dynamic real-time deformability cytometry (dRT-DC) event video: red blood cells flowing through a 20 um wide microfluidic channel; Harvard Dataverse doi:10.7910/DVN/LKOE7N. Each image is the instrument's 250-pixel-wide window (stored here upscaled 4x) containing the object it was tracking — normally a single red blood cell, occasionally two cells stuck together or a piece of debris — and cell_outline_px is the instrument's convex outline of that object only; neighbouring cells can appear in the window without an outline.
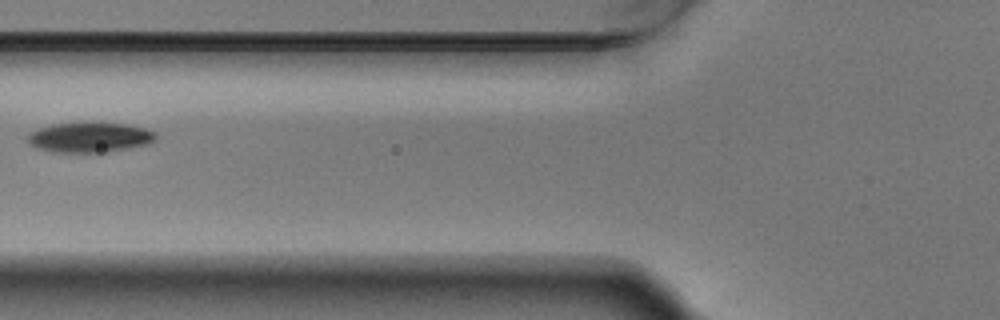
{"species": "Egyptian fruit bat (a non-hibernating species)", "species_latin": "Rousettus aegyptiacus", "temperature_condition": "warm", "stored_images_in_passage": 5, "camera_frame_rate_fps": 3000, "um_per_image_px": 0.085, "animal": {"sex": "male"}, "frame": {"image": 1, "passage_image": 4, "time_ms": 1.0, "image_size_px": [1000, 320], "cell_outline_px": [[156, 140], [148, 144], [104, 152], [56, 152], [36, 148], [28, 144], [28, 132], [36, 128], [52, 124], [96, 120], [128, 124], [144, 128], [156, 132]], "centroid_in_image_um": [7.6, 11.63], "position_along_channel_um": 118.2, "area_um2": 23.18}}
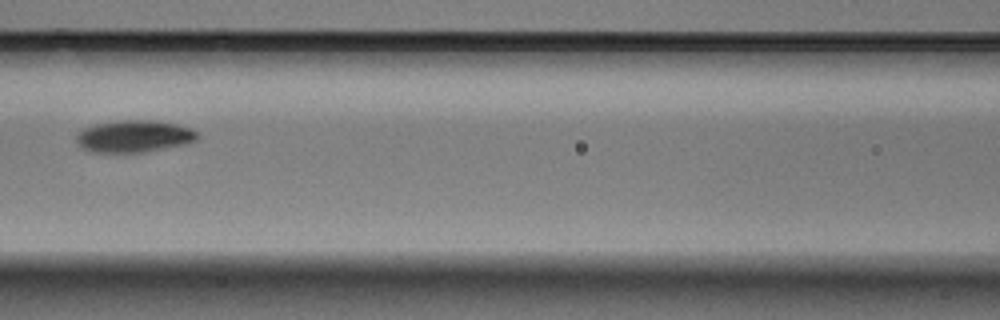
{"frame": {"image": 2, "passage_image": 5, "time_ms": 1.333, "image_size_px": [1000, 320], "cell_outline_px": [[196, 140], [184, 144], [140, 152], [92, 152], [84, 148], [76, 140], [76, 136], [84, 128], [96, 124], [116, 120], [156, 120], [176, 124], [188, 128], [196, 132]], "centroid_in_image_um": [11.36, 11.57], "position_along_channel_um": 155.2, "area_um2": 22.14}}